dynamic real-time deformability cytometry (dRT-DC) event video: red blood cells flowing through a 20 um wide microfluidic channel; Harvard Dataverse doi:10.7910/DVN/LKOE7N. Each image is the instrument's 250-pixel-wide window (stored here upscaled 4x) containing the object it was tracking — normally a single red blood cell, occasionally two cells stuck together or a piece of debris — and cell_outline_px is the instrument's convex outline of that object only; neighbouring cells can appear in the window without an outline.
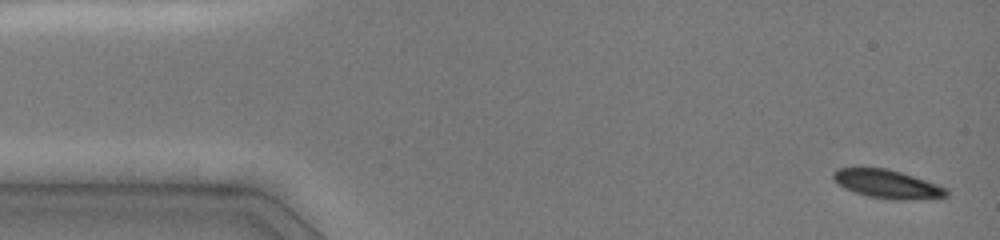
{"species": "common noctule bat (a hibernating species)", "species_latin": "Nyctalus noctula", "temperature_condition": "cold", "stored_images_in_passage": 10, "camera_frame_rate_fps": 3000, "um_per_image_px": 0.085, "animal": {"sex": "female", "body_mass_g": 19.0, "forearm_length_mm": 51.5}, "frame": {"image": 1, "passage_image": 1, "time_ms": 0.0, "image_size_px": [1000, 240], "cell_outline_px": [[948, 196], [900, 200], [896, 200], [868, 196], [844, 188], [832, 176], [832, 172], [840, 168], [888, 168], [948, 188]], "centroid_in_image_um": [75.42, 15.64], "position_along_channel_um": 9.6, "area_um2": 18.32}}
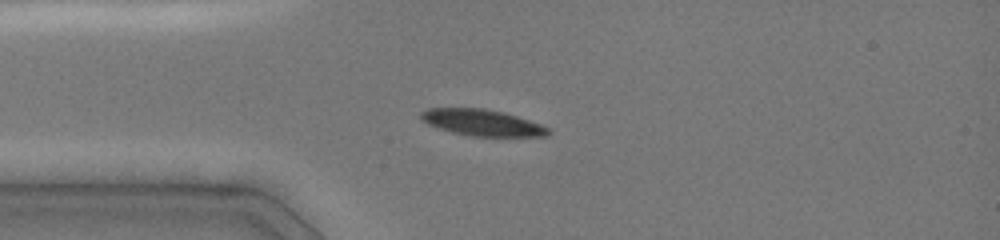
{"frame": {"image": 2, "passage_image": 6, "time_ms": 3.333, "image_size_px": [1000, 240], "cell_outline_px": [[552, 132], [548, 136], [472, 136], [452, 132], [428, 124], [420, 120], [420, 112], [428, 108], [484, 108], [504, 112], [540, 124], [548, 128]], "centroid_in_image_um": [40.96, 10.42], "position_along_channel_um": 44.0, "area_um2": 19.48}}